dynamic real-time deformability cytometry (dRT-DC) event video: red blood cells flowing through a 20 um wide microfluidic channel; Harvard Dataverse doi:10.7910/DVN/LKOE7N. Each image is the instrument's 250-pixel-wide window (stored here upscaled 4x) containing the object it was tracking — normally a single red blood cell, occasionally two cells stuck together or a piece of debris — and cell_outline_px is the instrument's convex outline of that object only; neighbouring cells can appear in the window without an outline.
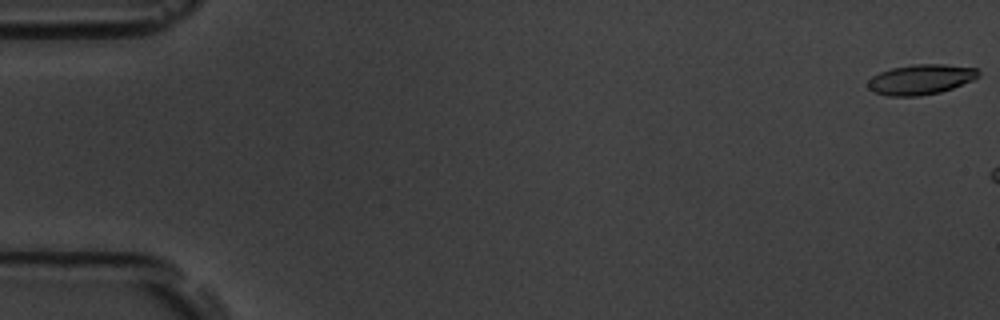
{"species": "common noctule bat (a hibernating species)", "species_latin": "Nyctalus noctula", "temperature_condition": "room temperature", "stored_images_in_passage": 7, "camera_frame_rate_fps": 3000, "um_per_image_px": 0.085, "animal": {"sex": "male", "body_mass_g": 19.5, "forearm_length_mm": 54.6}, "frame": {"image": 1, "passage_image": 1, "time_ms": 0.0, "image_size_px": [1000, 320], "cell_outline_px": [[980, 76], [972, 80], [952, 88], [940, 92], [920, 96], [888, 96], [872, 92], [868, 88], [868, 80], [872, 76], [880, 72], [892, 68], [912, 64], [944, 64], [976, 68], [980, 72]], "centroid_in_image_um": [78.24, 6.75], "position_along_channel_um": 6.8, "area_um2": 19.48}}